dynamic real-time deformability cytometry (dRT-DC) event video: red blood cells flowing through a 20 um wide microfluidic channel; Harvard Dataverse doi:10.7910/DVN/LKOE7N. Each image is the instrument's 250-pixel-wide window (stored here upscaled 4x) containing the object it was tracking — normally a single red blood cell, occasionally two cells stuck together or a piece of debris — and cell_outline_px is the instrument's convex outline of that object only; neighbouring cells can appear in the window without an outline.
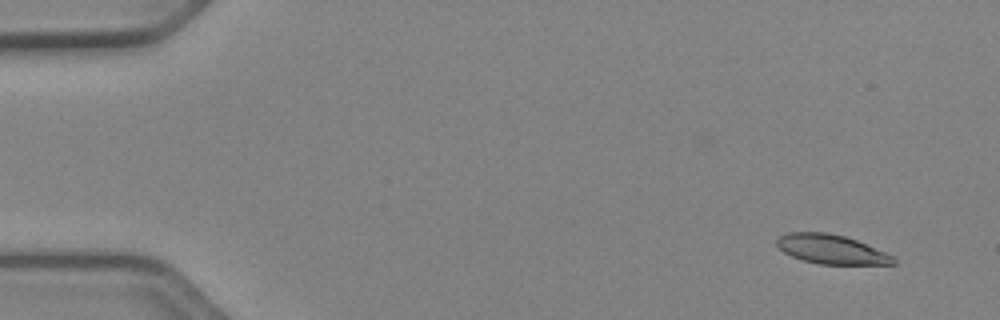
{"species": "Egyptian fruit bat (a non-hibernating species)", "species_latin": "Rousettus aegyptiacus", "temperature_condition": "cold", "stored_images_in_passage": 52, "camera_frame_rate_fps": 3000, "um_per_image_px": 0.085, "animal": {"sex": "female"}, "frame": {"image": 1, "passage_image": 4, "time_ms": 1.0, "image_size_px": [1000, 320], "cell_outline_px": [[896, 264], [820, 264], [804, 260], [792, 256], [784, 252], [776, 244], [776, 240], [780, 236], [788, 232], [828, 232], [844, 236], [856, 240], [884, 252], [892, 256], [896, 260]], "centroid_in_image_um": [70.64, 21.18], "position_along_channel_um": 14.4, "area_um2": 19.59}}
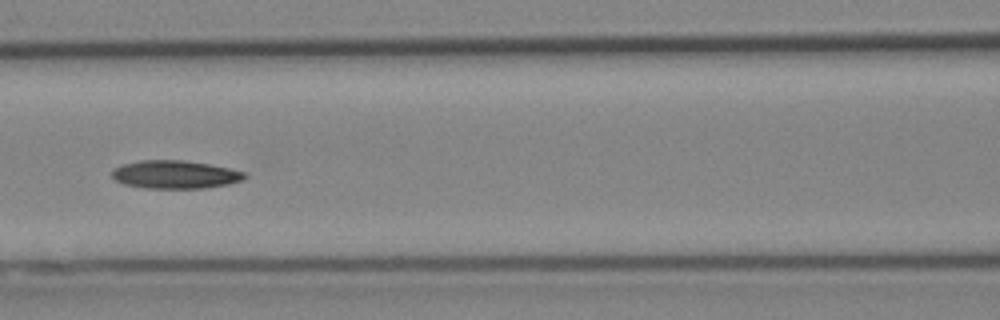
{"frame": {"image": 2, "passage_image": 24, "time_ms": 7.667, "image_size_px": [1000, 320], "cell_outline_px": [[248, 176], [240, 180], [228, 184], [204, 188], [144, 188], [124, 184], [116, 180], [112, 176], [112, 168], [124, 164], [140, 160], [184, 160], [208, 164], [228, 168], [244, 172]], "centroid_in_image_um": [14.85, 14.83], "position_along_channel_um": 151.7, "area_um2": 21.62}}
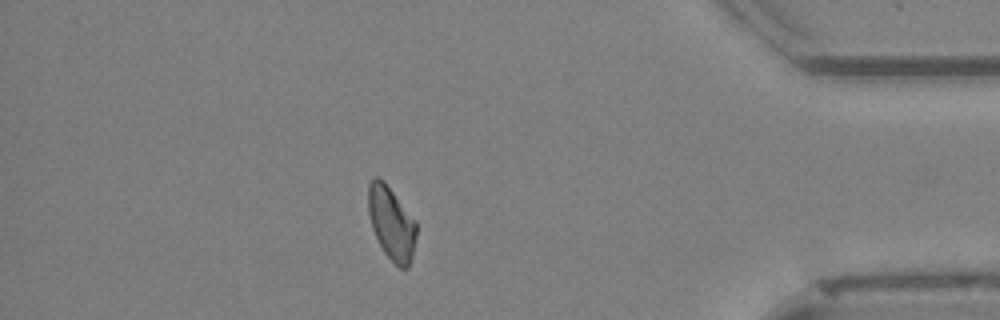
{"frame": {"image": 3, "passage_image": 46, "time_ms": 15.0, "image_size_px": [1000, 320], "cell_outline_px": [[416, 236], [412, 256], [408, 268], [400, 268], [384, 252], [372, 228], [368, 212], [368, 184], [376, 176], [384, 180], [416, 220]], "centroid_in_image_um": [33.27, 18.94], "position_along_channel_um": 401.9, "area_um2": 20.46}}